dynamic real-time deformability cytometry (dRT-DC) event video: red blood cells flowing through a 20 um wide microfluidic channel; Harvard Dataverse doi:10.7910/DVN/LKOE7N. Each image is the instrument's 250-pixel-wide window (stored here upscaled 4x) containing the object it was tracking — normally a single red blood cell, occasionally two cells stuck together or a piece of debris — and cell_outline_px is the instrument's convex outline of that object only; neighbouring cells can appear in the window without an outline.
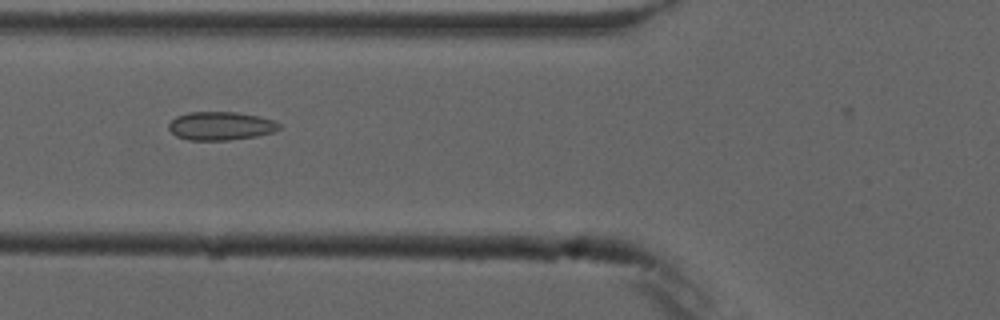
{"species": "common noctule bat (a hibernating species)", "species_latin": "Nyctalus noctula", "temperature_condition": "cold", "stored_images_in_passage": 7, "camera_frame_rate_fps": 3000, "um_per_image_px": 0.085, "animal": {"sex": "male", "forearm_length_mm": 52.5}, "frame": {"image": 1, "passage_image": 5, "time_ms": 4.667, "image_size_px": [1000, 320], "cell_outline_px": [[280, 128], [272, 132], [256, 136], [228, 140], [188, 140], [176, 136], [168, 128], [168, 124], [176, 116], [188, 112], [236, 112], [276, 120], [280, 124]], "centroid_in_image_um": [18.74, 10.7], "position_along_channel_um": 107.1, "area_um2": 18.26}}
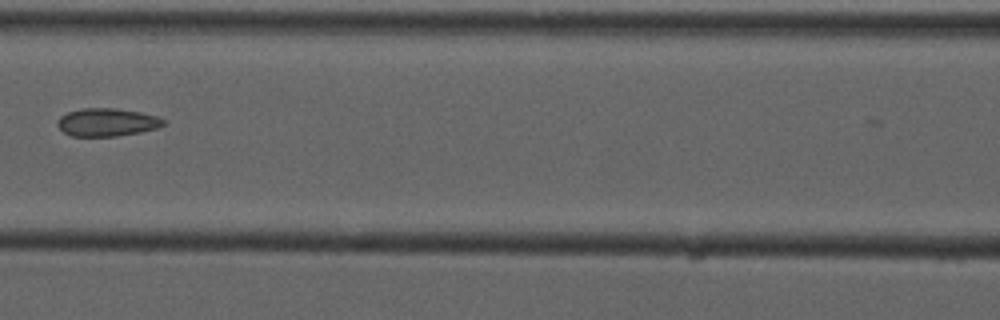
{"frame": {"image": 2, "passage_image": 6, "time_ms": 6.0, "image_size_px": [1000, 320], "cell_outline_px": [[164, 124], [156, 128], [140, 132], [116, 136], [72, 136], [64, 132], [56, 124], [56, 120], [60, 116], [68, 112], [80, 108], [116, 108], [140, 112], [156, 116], [164, 120]], "centroid_in_image_um": [9.05, 10.38], "position_along_channel_um": 157.6, "area_um2": 17.22}}
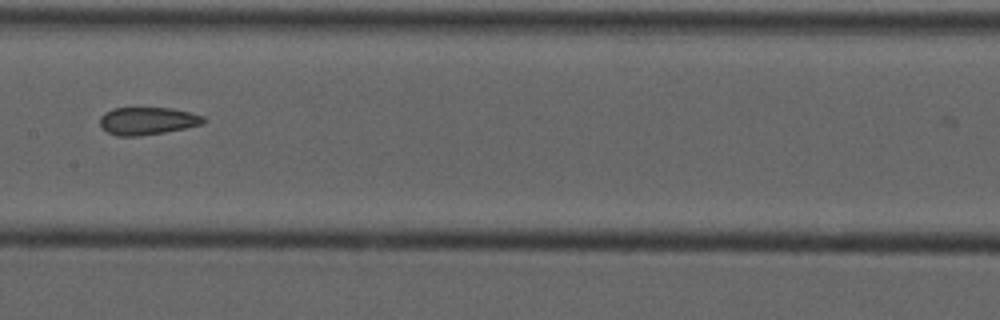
{"frame": {"image": 3, "passage_image": 7, "time_ms": 7.0, "image_size_px": [1000, 320], "cell_outline_px": [[208, 120], [204, 124], [164, 132], [140, 136], [116, 136], [108, 132], [100, 124], [100, 116], [104, 112], [112, 108], [168, 108], [188, 112], [204, 116]], "centroid_in_image_um": [12.54, 10.28], "position_along_channel_um": 194.9, "area_um2": 16.65}}